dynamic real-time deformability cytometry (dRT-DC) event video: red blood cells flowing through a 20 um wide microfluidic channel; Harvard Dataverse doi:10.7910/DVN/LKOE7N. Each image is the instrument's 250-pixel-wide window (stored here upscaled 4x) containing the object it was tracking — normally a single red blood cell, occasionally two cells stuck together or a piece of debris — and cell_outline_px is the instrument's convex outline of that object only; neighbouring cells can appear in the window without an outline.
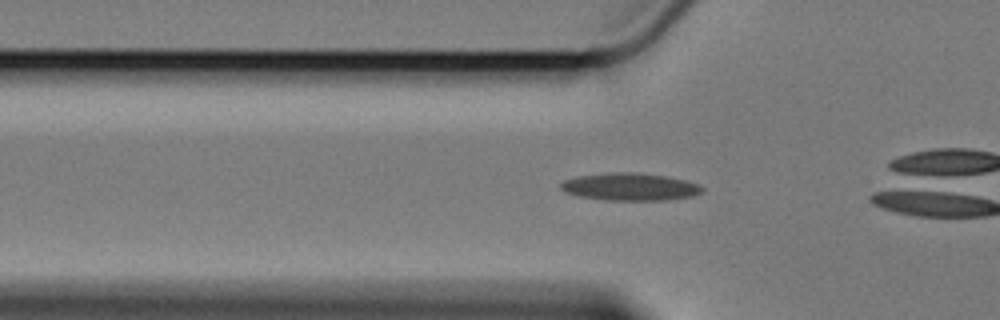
{"species": "Egyptian fruit bat (a non-hibernating species)", "species_latin": "Rousettus aegyptiacus", "temperature_condition": "cold", "stored_images_in_passage": 45, "camera_frame_rate_fps": 3000, "um_per_image_px": 0.085, "animal": {"sex": "female"}, "frame": {"image": 1, "passage_image": 5, "time_ms": 1.333, "image_size_px": [1000, 320], "cell_outline_px": [[704, 188], [700, 192], [692, 196], [668, 200], [604, 200], [576, 196], [564, 192], [560, 188], [560, 184], [564, 180], [580, 176], [612, 172], [628, 172], [664, 176], [684, 180], [696, 184]], "centroid_in_image_um": [53.49, 15.89], "position_along_channel_um": 72.3, "area_um2": 22.43}}
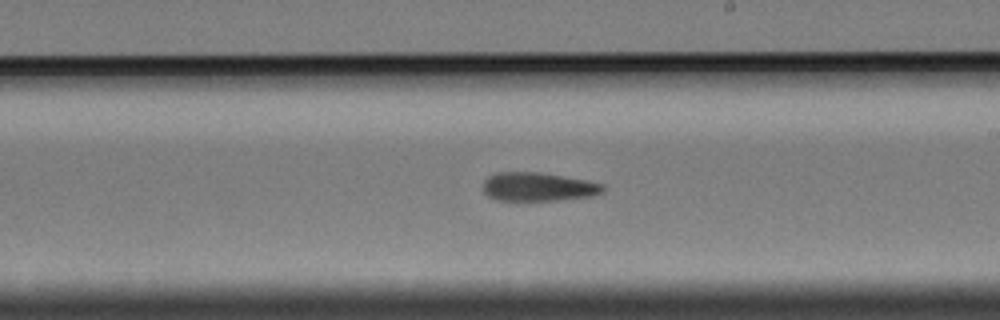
{"frame": {"image": 2, "passage_image": 20, "time_ms": 6.333, "image_size_px": [1000, 320], "cell_outline_px": [[604, 192], [592, 196], [560, 200], [496, 200], [488, 196], [484, 192], [484, 180], [488, 176], [496, 172], [540, 172], [584, 180], [604, 184]], "centroid_in_image_um": [45.74, 15.88], "position_along_channel_um": 243.3, "area_um2": 20.0}}
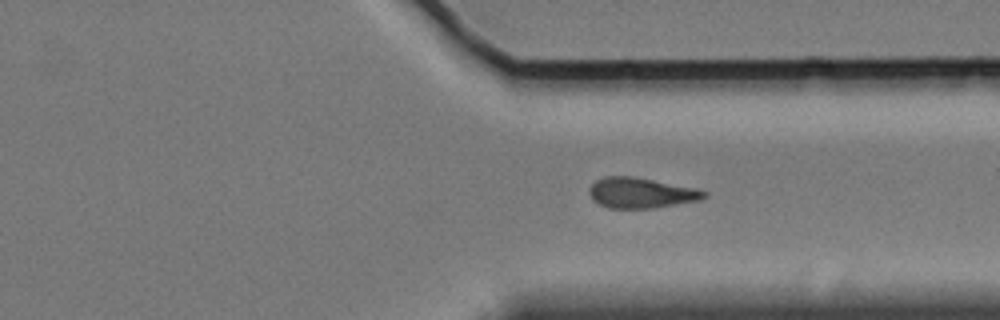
{"frame": {"image": 3, "passage_image": 30, "time_ms": 9.667, "image_size_px": [1000, 320], "cell_outline_px": [[708, 196], [700, 200], [652, 208], [608, 208], [592, 200], [588, 192], [588, 188], [596, 180], [604, 176], [632, 176], [692, 188], [708, 192]], "centroid_in_image_um": [54.43, 16.4], "position_along_channel_um": 357.0, "area_um2": 20.17}, "authors_computed_cell_mechanics": {"area_um2": 20.3456, "velocity_mm_per_s": 3.4111, "shape_relaxation_time_tau1_ms": null, "shape_relaxation_time_tau2_ms": 2.0671, "deformation_change_tau1": null, "deformation_change_tau2": 0.1046}}